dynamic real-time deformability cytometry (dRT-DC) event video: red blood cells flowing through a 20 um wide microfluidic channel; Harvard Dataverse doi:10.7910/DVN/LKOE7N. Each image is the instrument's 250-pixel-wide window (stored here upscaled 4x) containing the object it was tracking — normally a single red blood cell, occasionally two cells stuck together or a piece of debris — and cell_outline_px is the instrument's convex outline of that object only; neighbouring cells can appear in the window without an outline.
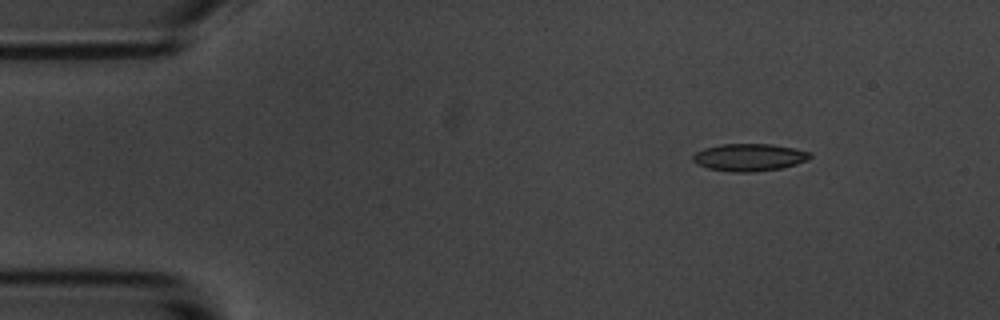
{"species": "common noctule bat (a hibernating species)", "species_latin": "Nyctalus noctula", "temperature_condition": "room temperature", "stored_images_in_passage": 4, "camera_frame_rate_fps": 3000, "um_per_image_px": 0.085, "animal": {"sex": "male", "body_mass_g": 20.1, "forearm_length_mm": 53.5}, "frame": {"image": 1, "passage_image": 1, "time_ms": 0.0, "image_size_px": [1000, 320], "cell_outline_px": [[812, 156], [808, 160], [796, 164], [780, 168], [752, 172], [732, 172], [708, 168], [696, 164], [692, 160], [692, 156], [696, 152], [704, 148], [720, 144], [772, 144], [812, 152]], "centroid_in_image_um": [63.68, 13.37], "position_along_channel_um": 21.3, "area_um2": 18.73}}